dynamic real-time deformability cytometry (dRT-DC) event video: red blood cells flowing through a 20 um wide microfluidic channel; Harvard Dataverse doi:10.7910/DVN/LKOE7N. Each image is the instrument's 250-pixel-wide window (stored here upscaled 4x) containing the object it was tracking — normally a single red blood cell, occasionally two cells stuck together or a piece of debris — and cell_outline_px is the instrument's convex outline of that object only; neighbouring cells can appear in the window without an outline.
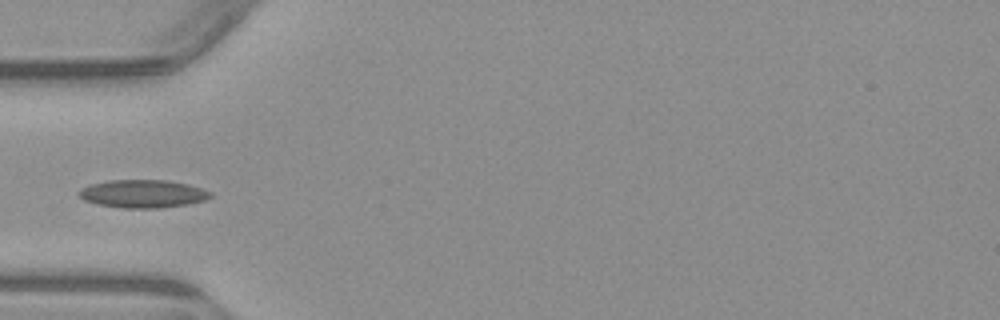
{"species": "common noctule bat (a hibernating species)", "species_latin": "Nyctalus noctula", "temperature_condition": "warm", "stored_images_in_passage": 5, "camera_frame_rate_fps": 3000, "um_per_image_px": 0.085, "animal": {"sex": "male", "body_mass_g": 23.1, "forearm_length_mm": 52.7}, "frame": {"image": 1, "passage_image": 5, "time_ms": 4.667, "image_size_px": [1000, 320], "cell_outline_px": [[212, 196], [208, 200], [188, 204], [160, 208], [124, 208], [100, 204], [84, 200], [76, 192], [80, 188], [92, 184], [108, 180], [168, 180], [188, 184], [212, 192]], "centroid_in_image_um": [12.17, 16.47], "position_along_channel_um": 72.8, "area_um2": 21.5}}